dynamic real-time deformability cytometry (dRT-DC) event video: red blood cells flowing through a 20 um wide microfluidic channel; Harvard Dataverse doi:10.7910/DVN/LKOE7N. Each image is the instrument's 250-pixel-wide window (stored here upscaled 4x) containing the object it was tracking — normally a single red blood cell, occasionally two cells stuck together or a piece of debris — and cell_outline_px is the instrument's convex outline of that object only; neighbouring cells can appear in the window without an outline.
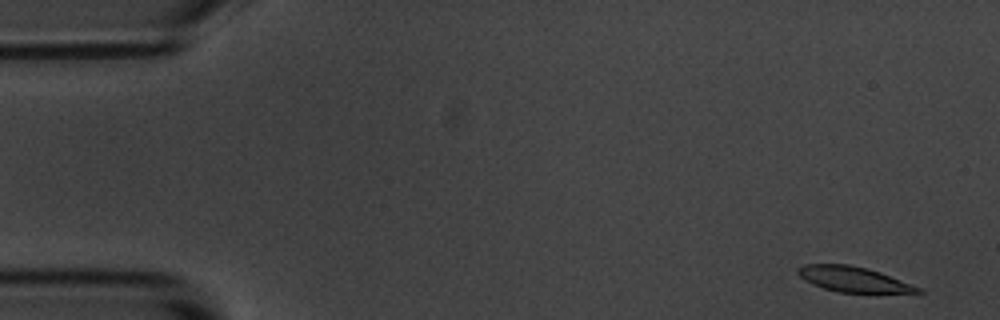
{"species": "common noctule bat (a hibernating species)", "species_latin": "Nyctalus noctula", "temperature_condition": "room temperature", "stored_images_in_passage": 53, "camera_frame_rate_fps": 3000, "um_per_image_px": 0.085, "animal": {"sex": "male", "body_mass_g": 20.1, "forearm_length_mm": 53.5}, "frame": {"image": 1, "passage_image": 1, "time_ms": 0.0, "image_size_px": [1000, 320], "cell_outline_px": [[924, 292], [836, 292], [812, 284], [804, 280], [796, 272], [796, 268], [804, 264], [848, 264], [868, 268], [880, 272], [920, 288]], "centroid_in_image_um": [72.44, 23.72], "position_along_channel_um": 12.6, "area_um2": 17.4}}
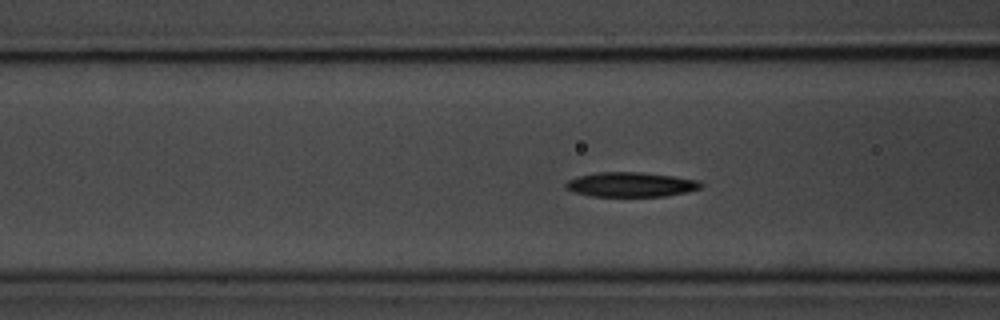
{"frame": {"image": 2, "passage_image": 19, "time_ms": 6.0, "image_size_px": [1000, 320], "cell_outline_px": [[704, 184], [700, 188], [688, 192], [664, 196], [588, 196], [564, 188], [564, 184], [568, 180], [576, 176], [596, 172], [640, 172], [672, 176], [700, 180]], "centroid_in_image_um": [53.61, 15.68], "position_along_channel_um": 113.0, "area_um2": 19.54}}
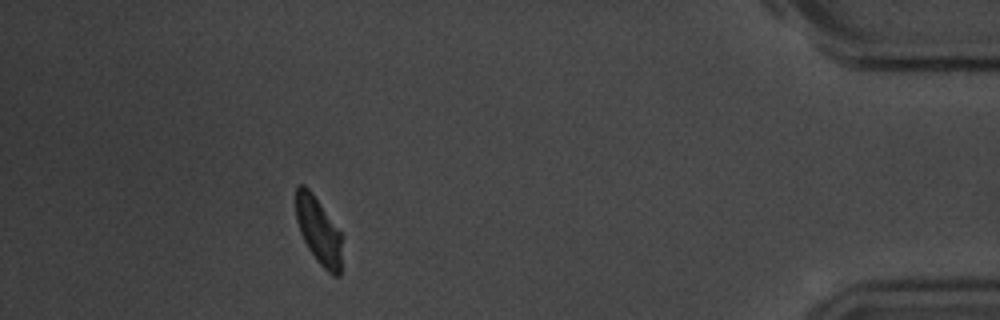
{"frame": {"image": 3, "passage_image": 48, "time_ms": 15.667, "image_size_px": [1000, 320], "cell_outline_px": [[344, 236], [340, 276], [332, 276], [316, 260], [308, 248], [300, 232], [296, 220], [296, 188], [300, 184], [304, 184], [312, 192]], "centroid_in_image_um": [27.12, 19.64], "position_along_channel_um": 408.1, "area_um2": 18.38}, "authors_computed_cell_mechanics": {"area_um2": 19.4786, "velocity_mm_per_s": 3.613, "shape_relaxation_time_tau1_ms": 2.3261, "shape_relaxation_time_tau2_ms": 3.5698, "deformation_change_tau1": 0.1076, "deformation_change_tau2": 0.0856}}